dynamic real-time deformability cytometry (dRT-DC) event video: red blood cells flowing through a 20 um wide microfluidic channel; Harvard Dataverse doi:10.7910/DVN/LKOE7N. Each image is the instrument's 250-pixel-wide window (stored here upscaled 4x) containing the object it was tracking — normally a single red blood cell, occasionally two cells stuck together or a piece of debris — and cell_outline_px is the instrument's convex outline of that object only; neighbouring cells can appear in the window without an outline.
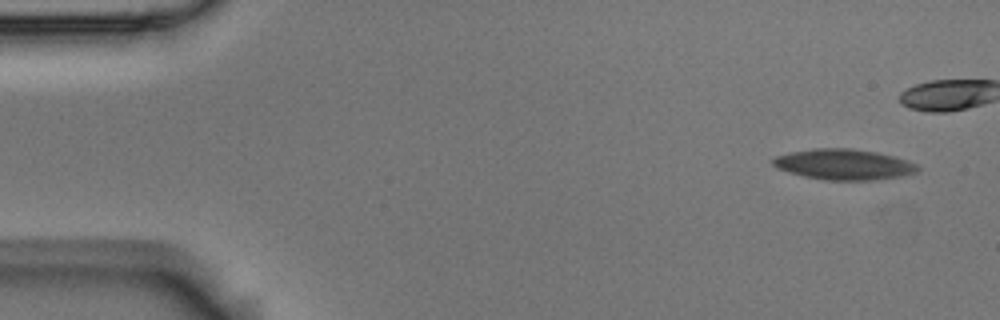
{"species": "Egyptian fruit bat (a non-hibernating species)", "species_latin": "Rousettus aegyptiacus", "temperature_condition": "room temperature", "stored_images_in_passage": 7, "camera_frame_rate_fps": 3000, "um_per_image_px": 0.085, "animal": {"sex": "male"}, "frame": {"image": 1, "passage_image": 1, "time_ms": 0.0, "image_size_px": [1000, 320], "cell_outline_px": [[920, 168], [916, 172], [900, 176], [872, 180], [828, 180], [804, 176], [788, 172], [776, 168], [772, 164], [772, 156], [812, 148], [852, 148], [876, 152], [908, 160], [916, 164]], "centroid_in_image_um": [71.68, 13.97], "position_along_channel_um": 13.3, "area_um2": 25.84}}
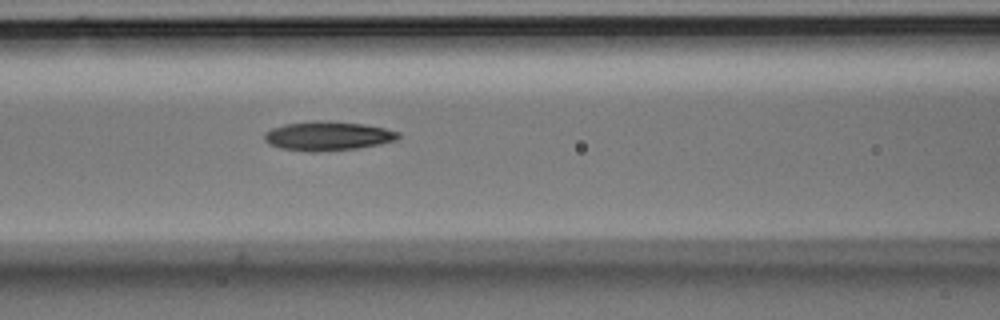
{"frame": {"image": 2, "passage_image": 7, "time_ms": 2.0, "image_size_px": [1000, 320], "cell_outline_px": [[400, 136], [396, 140], [380, 144], [356, 148], [316, 152], [312, 152], [280, 148], [268, 144], [264, 140], [264, 132], [272, 128], [284, 124], [316, 120], [328, 120], [364, 124], [384, 128], [400, 132]], "centroid_in_image_um": [27.84, 11.55], "position_along_channel_um": 138.8, "area_um2": 22.89}}